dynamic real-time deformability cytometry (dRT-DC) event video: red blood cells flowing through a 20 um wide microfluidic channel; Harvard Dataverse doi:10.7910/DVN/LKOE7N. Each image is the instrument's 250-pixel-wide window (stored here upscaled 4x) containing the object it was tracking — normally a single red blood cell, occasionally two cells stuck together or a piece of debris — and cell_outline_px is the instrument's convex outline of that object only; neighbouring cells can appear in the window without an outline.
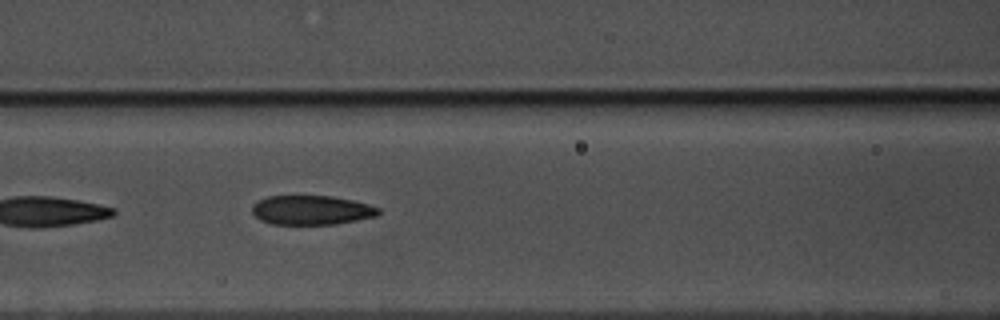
{"species": "common noctule bat (a hibernating species)", "species_latin": "Nyctalus noctula", "temperature_condition": "warm", "stored_images_in_passage": 15, "camera_frame_rate_fps": 3000, "um_per_image_px": 0.085, "animal": {"sex": "male", "body_mass_g": 17.5, "forearm_length_mm": 52.3}, "frame": {"image": 1, "passage_image": 9, "time_ms": 2.667, "image_size_px": [1000, 320], "cell_outline_px": [[380, 212], [376, 216], [336, 224], [272, 224], [260, 220], [252, 212], [252, 208], [260, 200], [268, 196], [332, 196], [352, 200], [368, 204], [380, 208]], "centroid_in_image_um": [26.5, 17.86], "position_along_channel_um": 140.1, "area_um2": 21.39}}
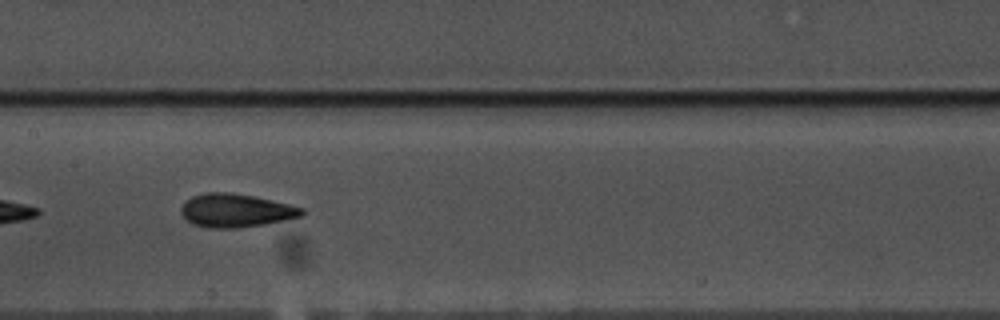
{"frame": {"image": 2, "passage_image": 13, "time_ms": 4.0, "image_size_px": [1000, 320], "cell_outline_px": [[304, 212], [300, 216], [284, 220], [264, 224], [236, 228], [208, 228], [192, 224], [180, 212], [180, 208], [192, 196], [204, 192], [232, 192], [272, 200], [304, 208]], "centroid_in_image_um": [20.02, 17.89], "position_along_channel_um": 187.4, "area_um2": 23.35}}